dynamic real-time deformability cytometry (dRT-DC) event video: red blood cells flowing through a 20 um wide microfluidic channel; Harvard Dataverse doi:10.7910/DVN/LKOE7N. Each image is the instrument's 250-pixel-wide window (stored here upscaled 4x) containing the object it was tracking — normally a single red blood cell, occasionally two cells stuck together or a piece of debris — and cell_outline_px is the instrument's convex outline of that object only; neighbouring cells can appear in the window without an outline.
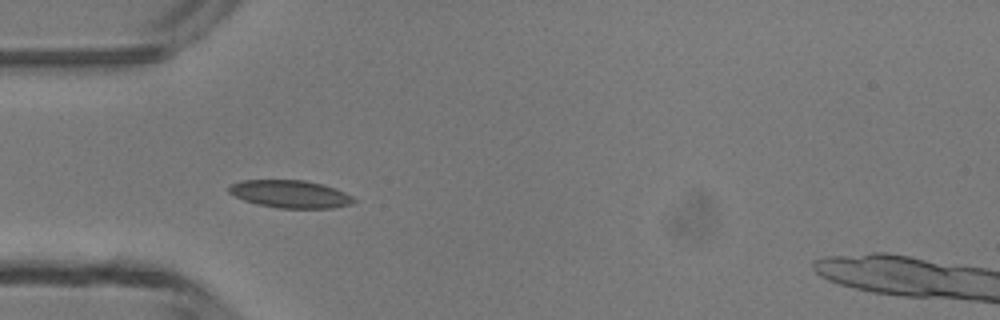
{"species": "common noctule bat (a hibernating species)", "species_latin": "Nyctalus noctula", "temperature_condition": "room temperature", "stored_images_in_passage": 4, "camera_frame_rate_fps": 3000, "um_per_image_px": 0.085, "animal": {"sex": "male", "body_mass_g": 13.3}, "frame": {"image": 1, "passage_image": 4, "time_ms": 3.333, "image_size_px": [1000, 320], "cell_outline_px": [[356, 200], [352, 204], [332, 208], [280, 208], [260, 204], [244, 200], [228, 192], [228, 184], [240, 180], [304, 180], [324, 184], [344, 192], [352, 196]], "centroid_in_image_um": [24.66, 16.48], "position_along_channel_um": 60.3, "area_um2": 20.11}}